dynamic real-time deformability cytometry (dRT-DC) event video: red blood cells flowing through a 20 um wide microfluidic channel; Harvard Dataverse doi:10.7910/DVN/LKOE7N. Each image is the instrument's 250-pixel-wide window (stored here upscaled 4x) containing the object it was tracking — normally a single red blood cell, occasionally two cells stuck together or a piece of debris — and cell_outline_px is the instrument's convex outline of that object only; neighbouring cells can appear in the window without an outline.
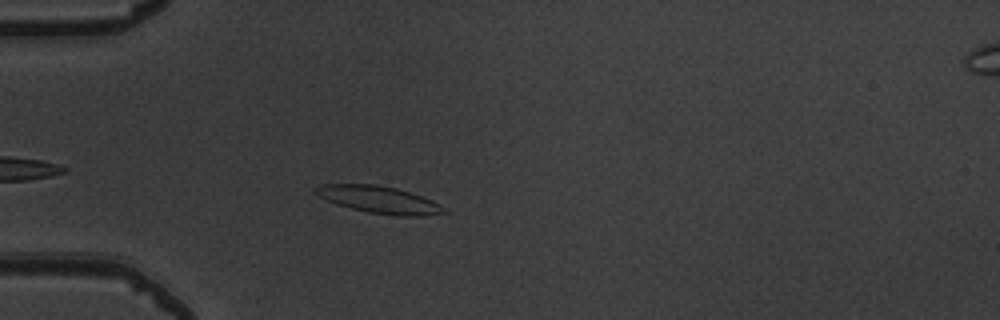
{"species": "common noctule bat (a hibernating species)", "species_latin": "Nyctalus noctula", "temperature_condition": "warm", "stored_images_in_passage": 39, "camera_frame_rate_fps": 3000, "um_per_image_px": 0.085, "animal": {"sex": "male", "body_mass_g": 19.5, "forearm_length_mm": 54.6}, "frame": {"image": 1, "passage_image": 5, "time_ms": 1.333, "image_size_px": [1000, 320], "cell_outline_px": [[448, 212], [424, 216], [400, 216], [368, 212], [336, 204], [312, 192], [312, 188], [324, 184], [372, 184], [396, 188], [432, 200], [440, 204]], "centroid_in_image_um": [32.21, 16.97], "position_along_channel_um": 52.8, "area_um2": 20.11}}
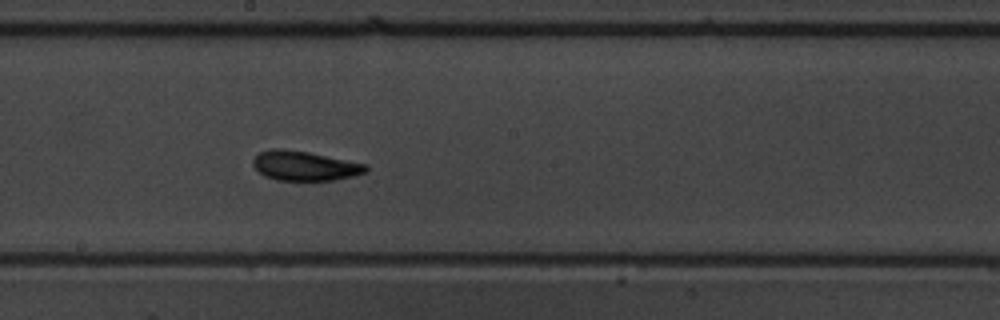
{"frame": {"image": 2, "passage_image": 19, "time_ms": 6.0, "image_size_px": [1000, 320], "cell_outline_px": [[368, 172], [352, 176], [332, 180], [276, 180], [264, 176], [252, 164], [252, 160], [260, 152], [272, 148], [280, 148], [308, 152], [368, 164]], "centroid_in_image_um": [25.91, 14.09], "position_along_channel_um": 222.3, "area_um2": 19.42}}
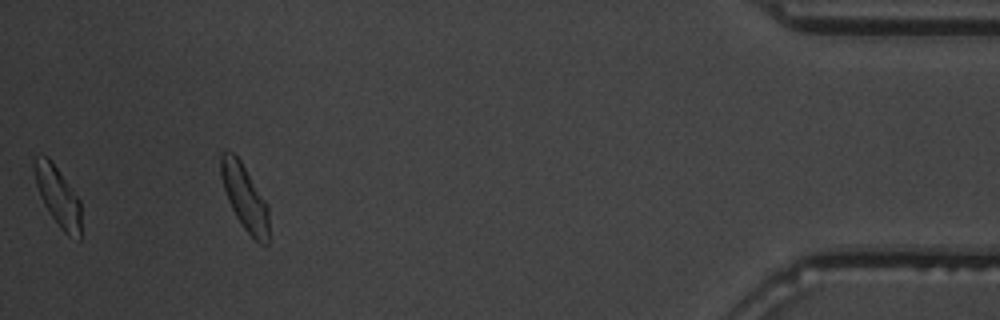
{"frame": {"image": 3, "passage_image": 38, "time_ms": 12.333, "image_size_px": [1000, 320], "cell_outline_px": [[80, 240], [68, 236], [60, 228], [48, 212], [40, 196], [36, 184], [32, 168], [32, 160], [36, 156], [48, 156], [80, 200]], "centroid_in_image_um": [4.89, 16.68], "position_along_channel_um": 430.3, "area_um2": 16.24}, "authors_computed_cell_mechanics": {"area_um2": 18.9584, "velocity_mm_per_s": 3.9215, "shape_relaxation_time_tau1_ms": 4.7, "shape_relaxation_time_tau2_ms": 2.2303, "deformation_change_tau1": 0.1529, "deformation_change_tau2": 0.0906}}